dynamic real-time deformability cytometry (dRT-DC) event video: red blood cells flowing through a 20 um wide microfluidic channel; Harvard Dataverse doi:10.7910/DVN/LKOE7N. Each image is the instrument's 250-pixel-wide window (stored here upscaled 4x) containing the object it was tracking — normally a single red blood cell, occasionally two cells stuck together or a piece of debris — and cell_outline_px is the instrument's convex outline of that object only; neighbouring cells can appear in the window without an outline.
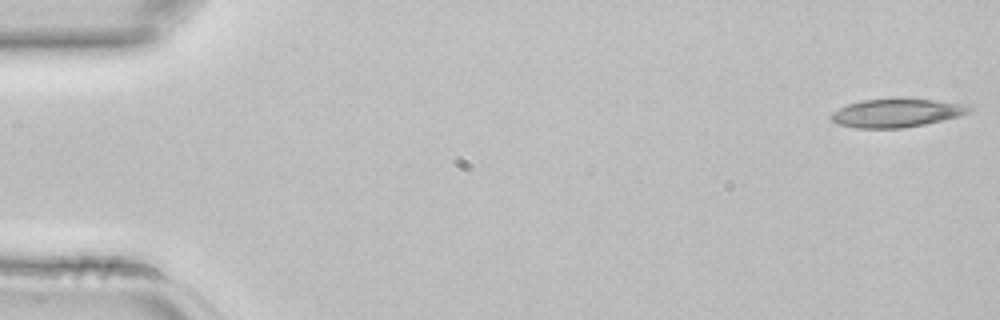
{"species": "common noctule bat (a hibernating species)", "species_latin": "Nyctalus noctula", "temperature_condition": "room temperature", "stored_images_in_passage": 16, "camera_frame_rate_fps": 3000, "um_per_image_px": 0.085, "animal": {"sex": "female", "body_mass_g": 22.7, "forearm_length_mm": 54.2}, "frame": {"image": 1, "passage_image": 1, "time_ms": 0.0, "image_size_px": [1000, 320], "cell_outline_px": [[972, 108], [968, 112], [960, 116], [924, 124], [900, 128], [856, 128], [840, 124], [832, 120], [828, 116], [832, 112], [848, 104], [864, 100], [932, 100], [968, 104]], "centroid_in_image_um": [76.2, 9.62], "position_along_channel_um": 8.8, "area_um2": 22.25}}
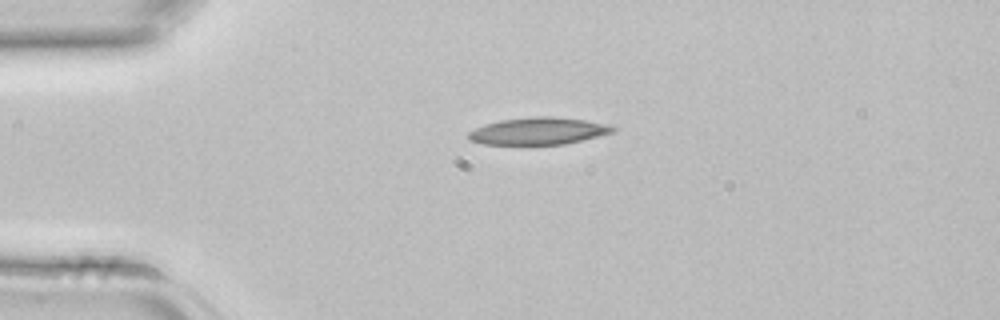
{"frame": {"image": 2, "passage_image": 10, "time_ms": 3.0, "image_size_px": [1000, 320], "cell_outline_px": [[616, 128], [612, 132], [564, 144], [484, 144], [472, 140], [468, 136], [468, 132], [484, 124], [500, 120], [532, 116], [552, 116], [584, 120], [608, 124]], "centroid_in_image_um": [45.74, 11.12], "position_along_channel_um": 39.3, "area_um2": 22.48}}
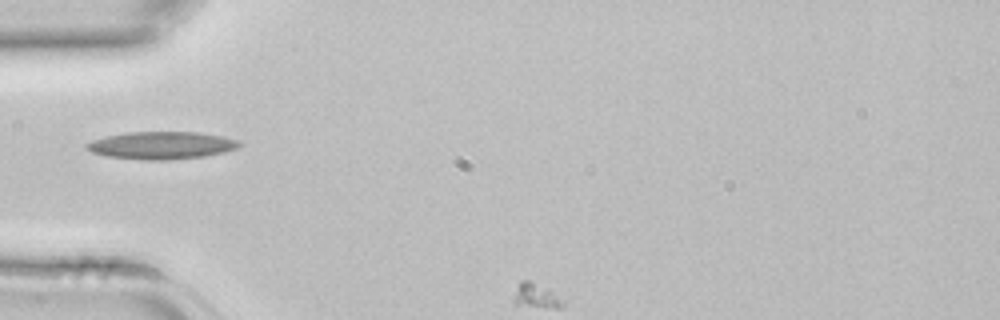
{"frame": {"image": 3, "passage_image": 14, "time_ms": 4.333, "image_size_px": [1000, 320], "cell_outline_px": [[244, 144], [236, 148], [224, 152], [204, 156], [168, 160], [148, 160], [108, 156], [92, 152], [84, 148], [84, 144], [92, 140], [108, 136], [128, 132], [196, 132], [224, 136], [236, 140]], "centroid_in_image_um": [13.73, 12.35], "position_along_channel_um": 71.3, "area_um2": 24.39}}